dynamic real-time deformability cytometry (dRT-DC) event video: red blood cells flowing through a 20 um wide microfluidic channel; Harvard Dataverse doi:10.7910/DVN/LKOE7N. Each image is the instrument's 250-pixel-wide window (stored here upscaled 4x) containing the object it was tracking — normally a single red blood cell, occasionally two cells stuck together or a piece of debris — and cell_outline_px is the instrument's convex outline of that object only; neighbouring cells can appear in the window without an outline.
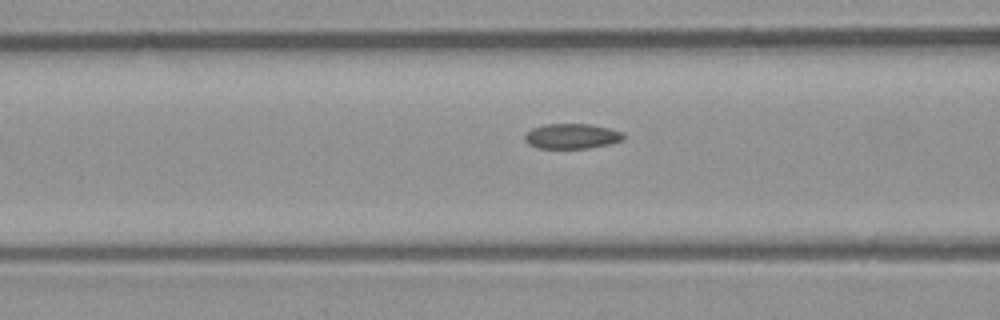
{"species": "common noctule bat (a hibernating species)", "species_latin": "Nyctalus noctula", "temperature_condition": "room temperature", "stored_images_in_passage": 32, "camera_frame_rate_fps": 3000, "um_per_image_px": 0.085, "animal": {"sex": "male", "body_mass_g": 23.1, "forearm_length_mm": 52.7}, "frame": {"image": 1, "passage_image": 12, "time_ms": 3.667, "image_size_px": [1000, 320], "cell_outline_px": [[624, 136], [620, 140], [608, 144], [588, 148], [536, 148], [528, 144], [524, 140], [524, 136], [532, 128], [544, 124], [588, 124], [608, 128], [624, 132]], "centroid_in_image_um": [48.56, 11.57], "position_along_channel_um": 118.0, "area_um2": 14.33}}
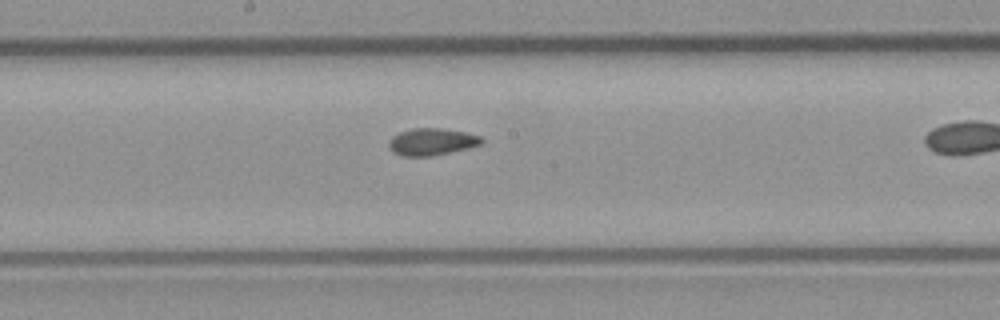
{"frame": {"image": 2, "passage_image": 19, "time_ms": 6.0, "image_size_px": [1000, 320], "cell_outline_px": [[484, 140], [480, 144], [432, 156], [404, 156], [396, 152], [388, 144], [388, 140], [392, 136], [400, 132], [412, 128], [440, 128], [464, 132], [480, 136]], "centroid_in_image_um": [36.67, 12.03], "position_along_channel_um": 211.5, "area_um2": 14.22}}
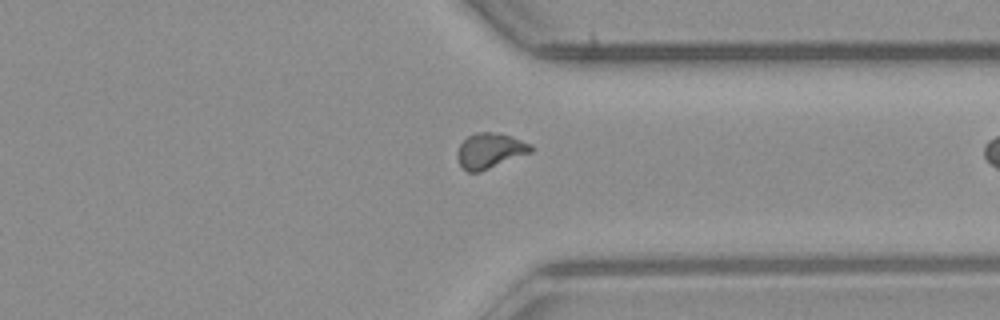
{"frame": {"image": 3, "passage_image": 31, "time_ms": 10.0, "image_size_px": [1000, 320], "cell_outline_px": [[532, 152], [480, 172], [468, 172], [460, 164], [456, 156], [456, 152], [460, 144], [468, 136], [476, 132], [496, 132], [512, 136], [532, 144]], "centroid_in_image_um": [41.65, 12.8], "position_along_channel_um": 369.8, "area_um2": 15.2}}